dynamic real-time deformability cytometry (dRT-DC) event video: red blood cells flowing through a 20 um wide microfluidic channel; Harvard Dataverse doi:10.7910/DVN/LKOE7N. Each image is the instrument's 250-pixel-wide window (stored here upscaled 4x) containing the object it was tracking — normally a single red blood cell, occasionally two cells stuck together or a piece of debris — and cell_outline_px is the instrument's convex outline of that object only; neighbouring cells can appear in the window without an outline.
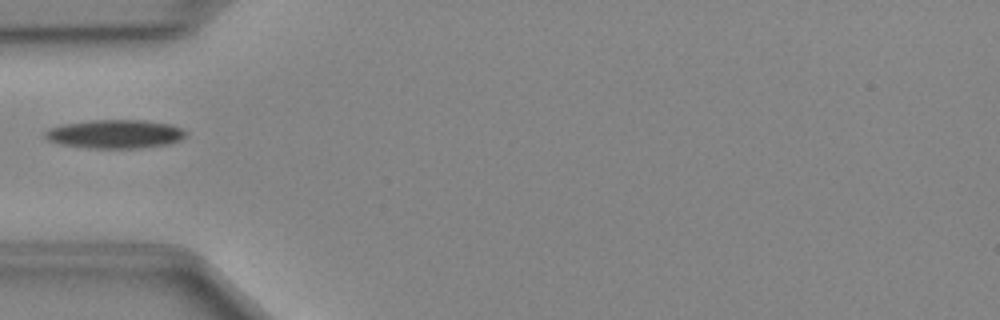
{"species": "Egyptian fruit bat (a non-hibernating species)", "species_latin": "Rousettus aegyptiacus", "temperature_condition": "cold", "stored_images_in_passage": 34, "camera_frame_rate_fps": 3000, "um_per_image_px": 0.085, "animal": {"sex": "female"}, "frame": {"image": 1, "passage_image": 1, "time_ms": 0.0, "image_size_px": [1000, 320], "cell_outline_px": [[188, 132], [180, 140], [168, 144], [140, 148], [88, 148], [60, 144], [48, 140], [44, 136], [44, 132], [48, 128], [64, 124], [92, 120], [140, 120], [168, 124], [180, 128]], "centroid_in_image_um": [9.75, 11.4], "position_along_channel_um": 75.3, "area_um2": 23.41}}
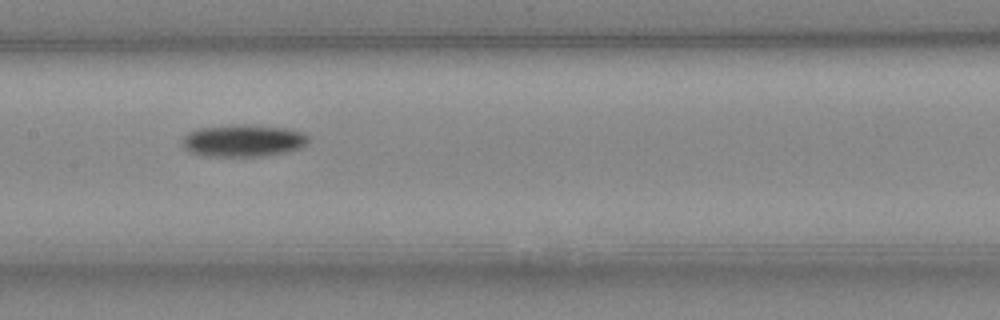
{"frame": {"image": 2, "passage_image": 9, "time_ms": 2.667, "image_size_px": [1000, 320], "cell_outline_px": [[308, 144], [300, 148], [288, 152], [264, 156], [200, 156], [188, 152], [180, 144], [180, 140], [188, 132], [200, 128], [236, 124], [248, 124], [288, 128], [304, 132], [308, 136]], "centroid_in_image_um": [20.66, 11.95], "position_along_channel_um": 186.7, "area_um2": 24.22}}
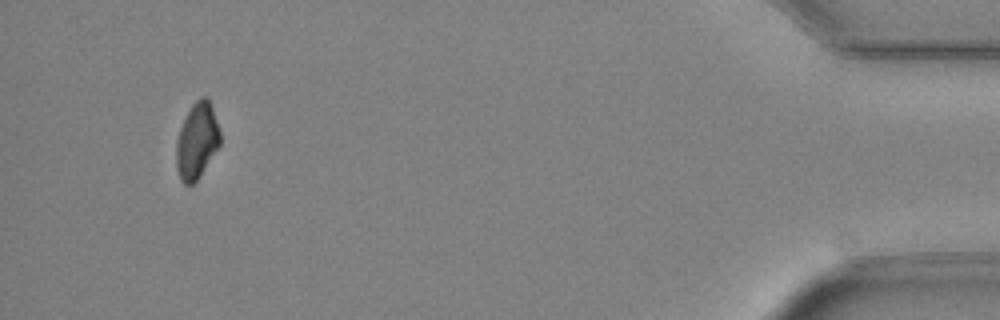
{"frame": {"image": 3, "passage_image": 31, "time_ms": 10.0, "image_size_px": [1000, 320], "cell_outline_px": [[220, 144], [200, 176], [192, 184], [184, 184], [180, 180], [176, 168], [176, 140], [180, 128], [192, 104], [200, 96], [208, 96], [220, 132]], "centroid_in_image_um": [16.72, 11.97], "position_along_channel_um": 418.5, "area_um2": 19.31}}